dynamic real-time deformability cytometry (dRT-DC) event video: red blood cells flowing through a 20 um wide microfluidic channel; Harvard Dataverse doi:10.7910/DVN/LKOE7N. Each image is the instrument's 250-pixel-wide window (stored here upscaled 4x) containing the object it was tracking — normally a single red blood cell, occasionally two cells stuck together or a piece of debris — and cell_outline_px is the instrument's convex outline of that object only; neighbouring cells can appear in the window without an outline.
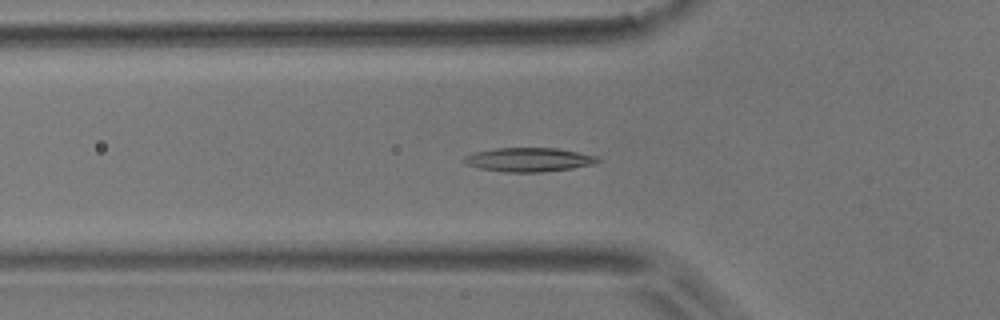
{"species": "common noctule bat (a hibernating species)", "species_latin": "Nyctalus noctula", "temperature_condition": "room temperature", "stored_images_in_passage": 51, "camera_frame_rate_fps": 3000, "um_per_image_px": 0.085, "animal": {"sex": "male", "body_mass_g": 17.9}, "frame": {"image": 1, "passage_image": 16, "time_ms": 5.0, "image_size_px": [1000, 320], "cell_outline_px": [[600, 160], [596, 164], [572, 168], [544, 172], [504, 172], [480, 168], [468, 164], [464, 160], [464, 156], [476, 152], [496, 148], [556, 148], [596, 156]], "centroid_in_image_um": [44.98, 13.58], "position_along_channel_um": 80.8, "area_um2": 18.44}}
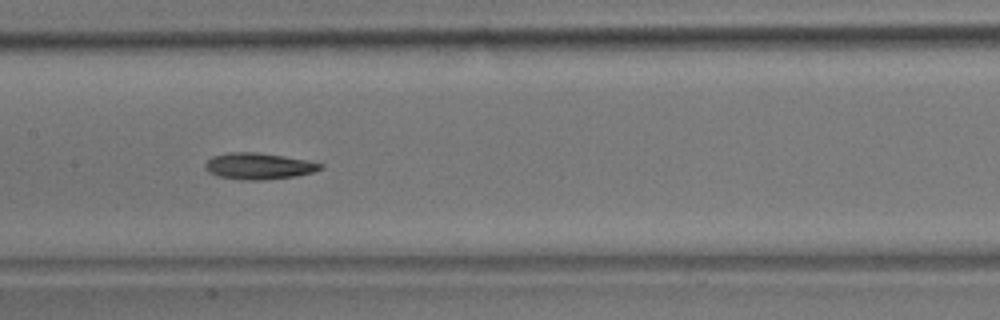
{"frame": {"image": 2, "passage_image": 24, "time_ms": 7.667, "image_size_px": [1000, 320], "cell_outline_px": [[324, 168], [312, 172], [296, 176], [264, 180], [244, 180], [216, 176], [208, 172], [204, 168], [204, 164], [212, 156], [228, 152], [256, 152], [284, 156], [324, 164]], "centroid_in_image_um": [21.95, 14.12], "position_along_channel_um": 185.4, "area_um2": 17.8}}
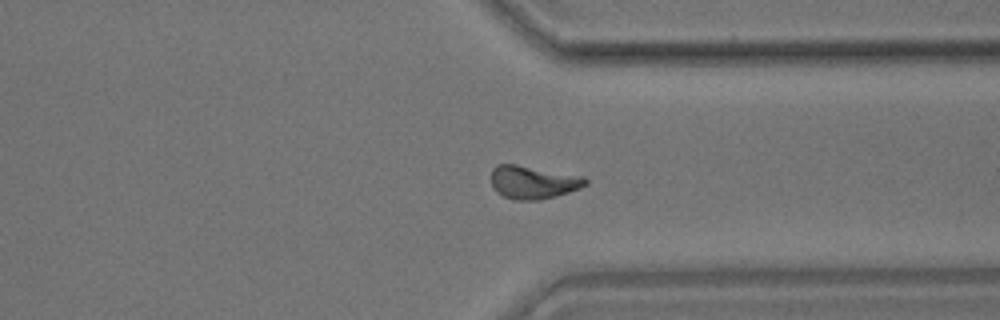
{"frame": {"image": 3, "passage_image": 38, "time_ms": 12.333, "image_size_px": [1000, 320], "cell_outline_px": [[588, 184], [580, 188], [556, 196], [540, 200], [512, 200], [496, 192], [492, 188], [492, 168], [496, 164], [516, 164], [584, 176], [588, 180]], "centroid_in_image_um": [45.31, 15.49], "position_along_channel_um": 366.1, "area_um2": 18.38}, "authors_computed_cell_mechanics": {"area_um2": 17.4556, "velocity_mm_per_s": 3.8877, "shape_relaxation_time_tau1_ms": 8.0749, "shape_relaxation_time_tau2_ms": 6.1512, "deformation_change_tau1": 0.1719, "deformation_change_tau2": 0.1381}}